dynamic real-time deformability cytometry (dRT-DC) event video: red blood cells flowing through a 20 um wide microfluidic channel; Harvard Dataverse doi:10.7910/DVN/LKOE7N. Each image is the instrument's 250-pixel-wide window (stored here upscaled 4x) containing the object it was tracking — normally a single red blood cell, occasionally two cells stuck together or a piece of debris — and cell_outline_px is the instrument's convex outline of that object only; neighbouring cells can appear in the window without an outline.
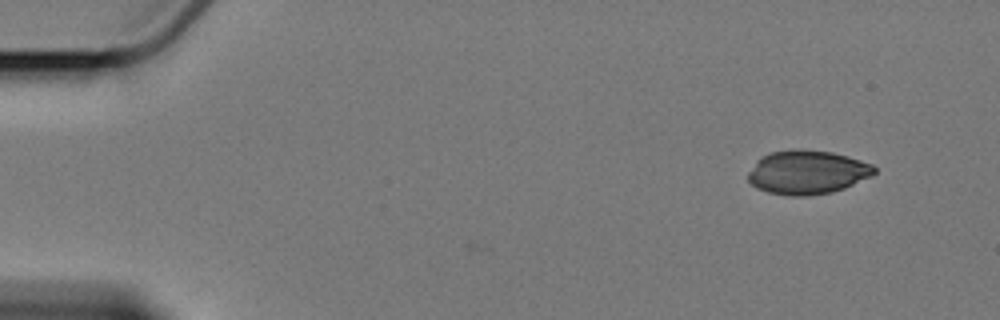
{"species": "Egyptian fruit bat (a non-hibernating species)", "species_latin": "Rousettus aegyptiacus", "temperature_condition": "cold", "stored_images_in_passage": 2, "camera_frame_rate_fps": 3000, "um_per_image_px": 0.085, "animal": {"sex": "female"}, "frame": {"image": 1, "passage_image": 2, "time_ms": 1.333, "image_size_px": [1000, 320], "cell_outline_px": [[876, 172], [872, 176], [844, 188], [832, 192], [804, 196], [788, 196], [768, 192], [756, 188], [748, 180], [748, 172], [756, 160], [768, 152], [792, 148], [796, 148], [832, 152], [848, 156], [872, 164], [876, 168]], "centroid_in_image_um": [68.6, 14.63], "position_along_channel_um": 16.4, "area_um2": 32.6}}